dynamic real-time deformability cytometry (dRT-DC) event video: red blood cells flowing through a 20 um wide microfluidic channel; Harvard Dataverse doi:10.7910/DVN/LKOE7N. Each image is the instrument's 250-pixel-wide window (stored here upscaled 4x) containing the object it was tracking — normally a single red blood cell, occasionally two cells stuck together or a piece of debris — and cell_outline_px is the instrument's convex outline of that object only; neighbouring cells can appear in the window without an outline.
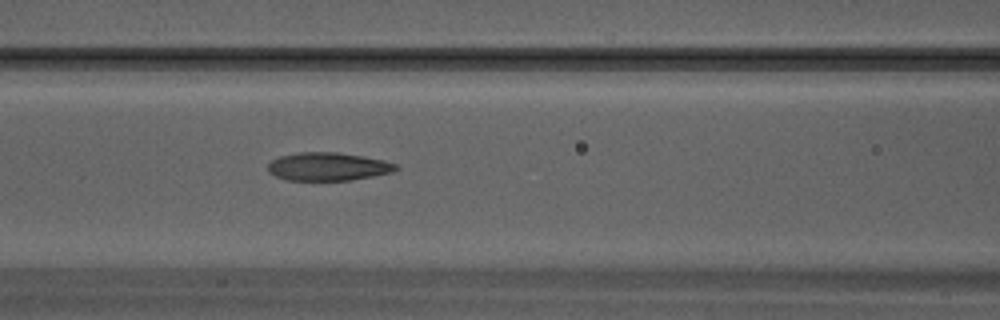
{"species": "Egyptian fruit bat (a non-hibernating species)", "species_latin": "Rousettus aegyptiacus", "temperature_condition": "warm", "stored_images_in_passage": 8, "segment_of_instrument_passage": [1, 2], "camera_frame_rate_fps": 3000, "um_per_image_px": 0.085, "animal": {"sex": "male"}, "frame": {"image": 1, "passage_image": 7, "time_ms": 2.0, "image_size_px": [1000, 320], "cell_outline_px": [[400, 168], [392, 172], [352, 180], [288, 180], [276, 176], [268, 172], [268, 164], [272, 160], [280, 156], [300, 152], [336, 152], [384, 160], [396, 164]], "centroid_in_image_um": [27.88, 14.16], "position_along_channel_um": 138.7, "area_um2": 20.87}}